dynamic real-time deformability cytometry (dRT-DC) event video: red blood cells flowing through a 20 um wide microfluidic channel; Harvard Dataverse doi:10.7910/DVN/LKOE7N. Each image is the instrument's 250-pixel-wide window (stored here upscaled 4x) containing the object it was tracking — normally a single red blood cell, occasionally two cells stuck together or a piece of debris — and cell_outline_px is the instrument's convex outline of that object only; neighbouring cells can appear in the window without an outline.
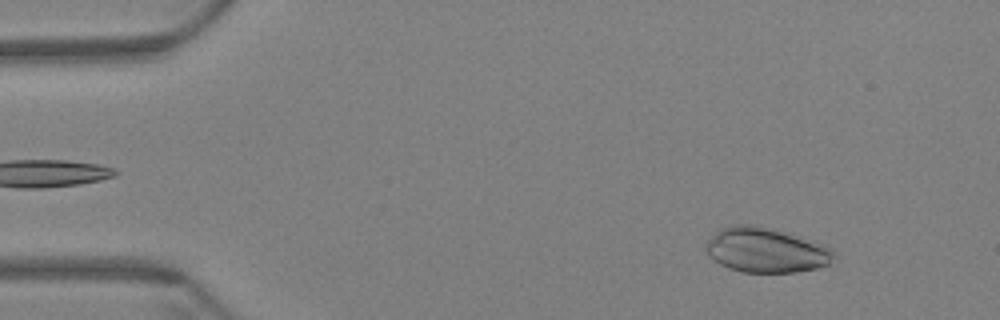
{"species": "Egyptian fruit bat (a non-hibernating species)", "species_latin": "Rousettus aegyptiacus", "temperature_condition": "warm", "stored_images_in_passage": 52, "camera_frame_rate_fps": 3000, "um_per_image_px": 0.085, "animal": {"sex": "female"}, "frame": {"image": 1, "passage_image": 6, "time_ms": 1.667, "image_size_px": [1000, 320], "cell_outline_px": [[836, 256], [828, 264], [816, 268], [796, 272], [740, 272], [728, 268], [720, 264], [708, 256], [704, 248], [704, 244], [720, 228], [736, 224], [748, 224], [780, 232], [824, 244], [832, 248], [836, 252]], "centroid_in_image_um": [65.07, 21.28], "position_along_channel_um": 19.9, "area_um2": 33.12}}
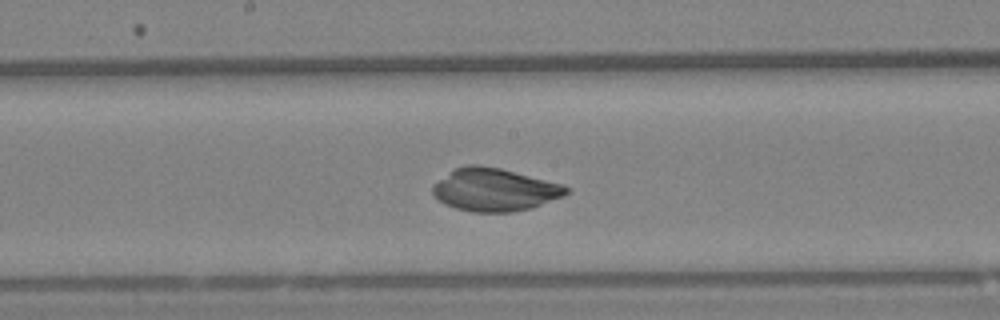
{"frame": {"image": 2, "passage_image": 31, "time_ms": 10.0, "image_size_px": [1000, 320], "cell_outline_px": [[572, 188], [564, 196], [532, 208], [512, 212], [472, 212], [456, 208], [444, 204], [432, 196], [432, 184], [456, 168], [468, 164], [476, 164], [500, 168], [560, 184]], "centroid_in_image_um": [42.01, 16.14], "position_along_channel_um": 206.2, "area_um2": 33.29}}
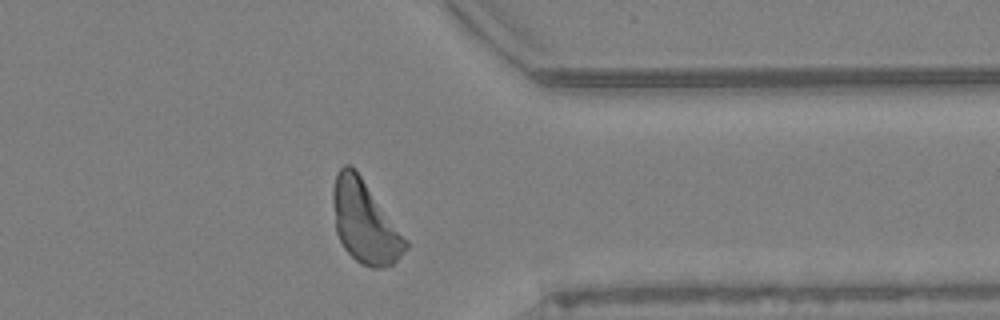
{"frame": {"image": 3, "passage_image": 47, "time_ms": 15.333, "image_size_px": [1000, 320], "cell_outline_px": [[408, 248], [392, 264], [384, 268], [372, 268], [360, 264], [344, 248], [336, 232], [332, 204], [332, 188], [336, 172], [344, 164], [348, 164], [356, 168], [408, 240]], "centroid_in_image_um": [31.0, 18.84], "position_along_channel_um": 380.4, "area_um2": 35.14}}